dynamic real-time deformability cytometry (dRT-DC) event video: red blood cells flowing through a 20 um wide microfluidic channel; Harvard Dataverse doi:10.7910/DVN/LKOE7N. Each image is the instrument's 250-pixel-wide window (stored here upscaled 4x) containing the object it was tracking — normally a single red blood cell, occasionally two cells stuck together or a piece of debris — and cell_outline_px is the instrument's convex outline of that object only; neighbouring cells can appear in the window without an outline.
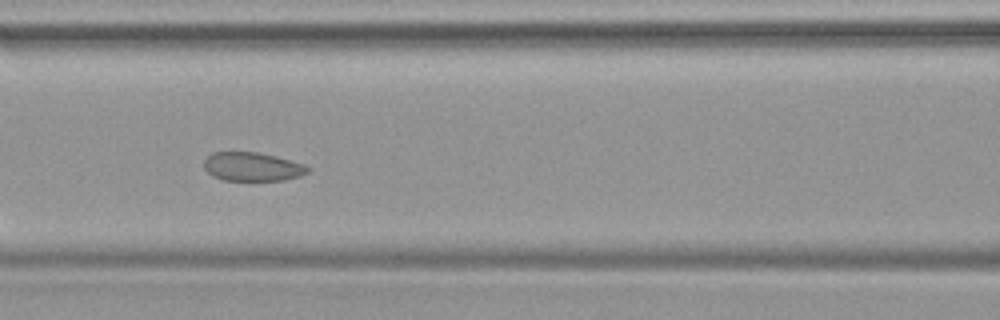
{"species": "common noctule bat (a hibernating species)", "species_latin": "Nyctalus noctula", "temperature_condition": "warm", "stored_images_in_passage": 26, "camera_frame_rate_fps": 3000, "um_per_image_px": 0.085, "animal": {"sex": "female", "body_mass_g": 19.9}, "frame": {"image": 1, "passage_image": 8, "time_ms": 2.333, "image_size_px": [1000, 320], "cell_outline_px": [[312, 168], [308, 172], [300, 176], [284, 180], [224, 180], [212, 176], [204, 168], [204, 160], [212, 152], [256, 152], [276, 156], [304, 164]], "centroid_in_image_um": [21.46, 14.17], "position_along_channel_um": 145.1, "area_um2": 17.4}}